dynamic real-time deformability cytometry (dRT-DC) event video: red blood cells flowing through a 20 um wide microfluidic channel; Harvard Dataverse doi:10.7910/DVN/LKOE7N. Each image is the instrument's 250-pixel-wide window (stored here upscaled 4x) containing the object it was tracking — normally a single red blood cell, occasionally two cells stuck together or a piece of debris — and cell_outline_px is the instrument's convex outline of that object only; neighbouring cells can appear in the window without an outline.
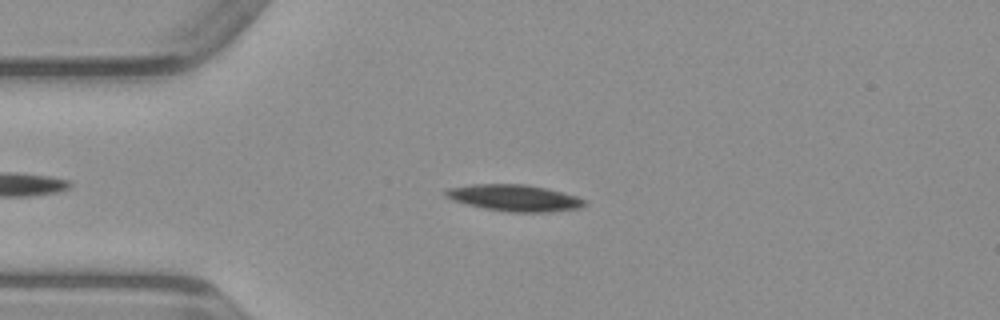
{"species": "common noctule bat (a hibernating species)", "species_latin": "Nyctalus noctula", "temperature_condition": "warm", "stored_images_in_passage": 43, "camera_frame_rate_fps": 3000, "um_per_image_px": 0.085, "animal": {"sex": "male", "body_mass_g": 23.1, "forearm_length_mm": 52.7}, "frame": {"image": 1, "passage_image": 9, "time_ms": 2.667, "image_size_px": [1000, 320], "cell_outline_px": [[588, 204], [580, 208], [544, 212], [508, 212], [484, 208], [468, 204], [456, 200], [448, 196], [444, 192], [448, 188], [472, 184], [528, 184], [576, 196], [584, 200]], "centroid_in_image_um": [43.76, 16.82], "position_along_channel_um": 41.2, "area_um2": 21.1}}
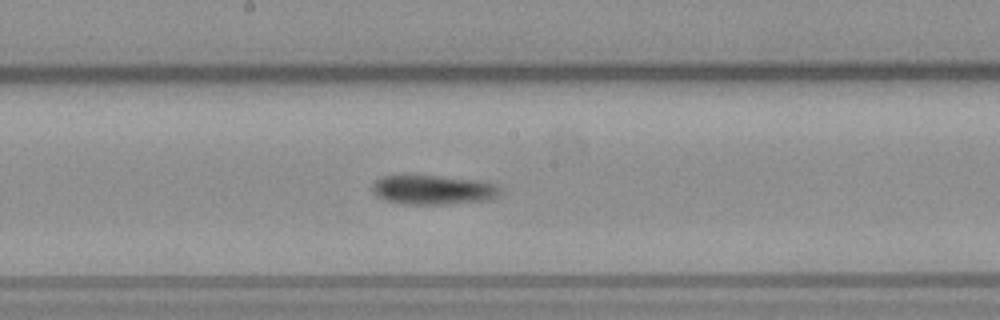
{"frame": {"image": 2, "passage_image": 23, "time_ms": 7.333, "image_size_px": [1000, 320], "cell_outline_px": [[504, 188], [500, 196], [488, 200], [444, 204], [404, 204], [384, 200], [376, 196], [372, 192], [372, 184], [380, 176], [436, 176], [488, 180], [500, 184]], "centroid_in_image_um": [36.93, 16.13], "position_along_channel_um": 211.3, "area_um2": 22.48}}
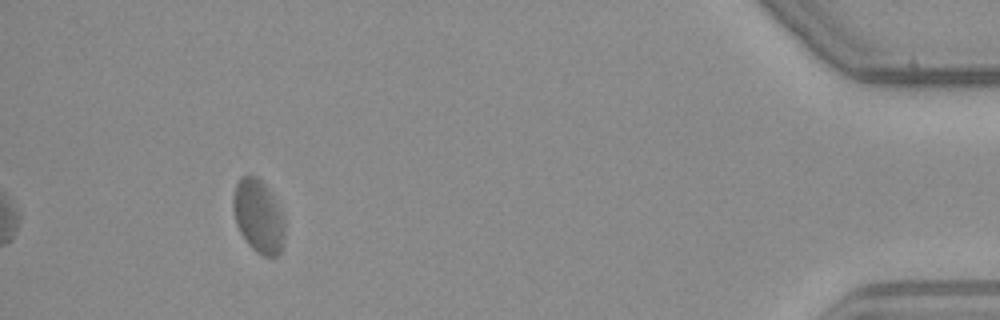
{"frame": {"image": 3, "passage_image": 43, "time_ms": 14.0, "image_size_px": [1000, 320], "cell_outline_px": [[284, 240], [280, 252], [276, 256], [264, 256], [256, 252], [248, 244], [240, 232], [236, 224], [232, 208], [232, 200], [236, 184], [240, 176], [248, 172], [256, 176], [268, 188], [276, 200], [284, 216]], "centroid_in_image_um": [21.95, 18.34], "position_along_channel_um": 413.2, "area_um2": 22.37}}